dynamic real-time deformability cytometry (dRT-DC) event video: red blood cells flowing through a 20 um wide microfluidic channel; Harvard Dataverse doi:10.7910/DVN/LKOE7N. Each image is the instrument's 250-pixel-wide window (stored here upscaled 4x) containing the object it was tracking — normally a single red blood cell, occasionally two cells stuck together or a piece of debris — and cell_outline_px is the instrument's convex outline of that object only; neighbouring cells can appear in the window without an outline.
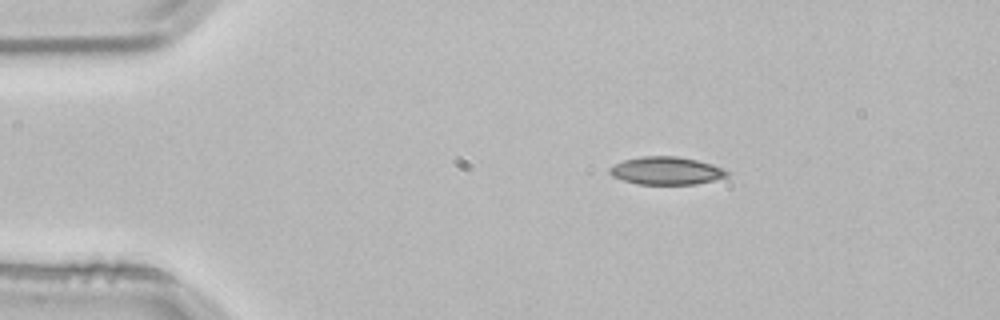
{"species": "common noctule bat (a hibernating species)", "species_latin": "Nyctalus noctula", "temperature_condition": "room temperature", "stored_images_in_passage": 3, "camera_frame_rate_fps": 3000, "um_per_image_px": 0.085, "animal": {"sex": "male", "body_mass_g": 21.5, "forearm_length_mm": 52.0}, "frame": {"image": 1, "passage_image": 3, "time_ms": 0.667, "image_size_px": [1000, 320], "cell_outline_px": [[728, 176], [696, 184], [636, 184], [612, 176], [608, 172], [608, 168], [624, 160], [640, 156], [676, 156], [696, 160], [712, 164], [728, 172]], "centroid_in_image_um": [56.59, 14.51], "position_along_channel_um": 28.4, "area_um2": 18.84}}